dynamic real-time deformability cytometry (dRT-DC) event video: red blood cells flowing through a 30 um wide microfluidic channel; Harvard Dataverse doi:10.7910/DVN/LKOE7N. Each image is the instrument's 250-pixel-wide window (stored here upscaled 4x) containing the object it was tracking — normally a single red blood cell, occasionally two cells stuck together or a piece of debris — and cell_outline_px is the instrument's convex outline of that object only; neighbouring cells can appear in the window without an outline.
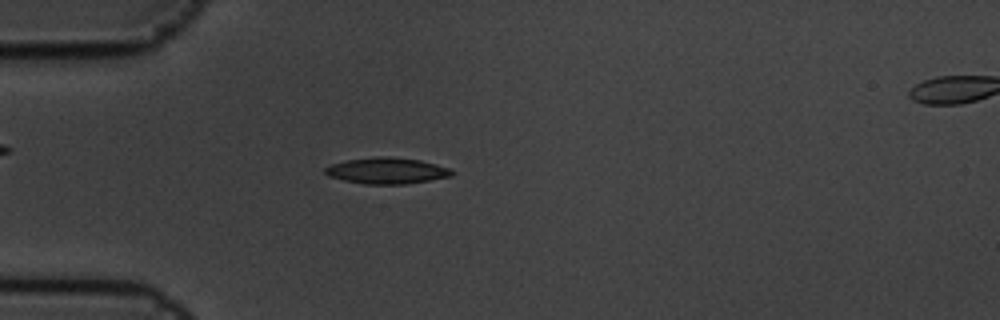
{"species": "common noctule bat (a hibernating species)", "species_latin": "Nyctalus noctula", "temperature_condition": "cold", "stored_images_in_passage": 5, "camera_frame_rate_fps": 3000, "um_per_image_px": 0.085, "animal": {"sex": "male", "body_mass_g": 19.5, "forearm_length_mm": 54.6}, "frame": {"image": 1, "passage_image": 4, "time_ms": 1.0, "image_size_px": [1000, 320], "cell_outline_px": [[456, 172], [452, 176], [408, 184], [364, 184], [344, 180], [328, 176], [324, 172], [324, 168], [332, 164], [348, 160], [376, 156], [388, 156], [420, 160], [436, 164], [448, 168]], "centroid_in_image_um": [32.9, 14.51], "position_along_channel_um": 52.1, "area_um2": 19.36}}